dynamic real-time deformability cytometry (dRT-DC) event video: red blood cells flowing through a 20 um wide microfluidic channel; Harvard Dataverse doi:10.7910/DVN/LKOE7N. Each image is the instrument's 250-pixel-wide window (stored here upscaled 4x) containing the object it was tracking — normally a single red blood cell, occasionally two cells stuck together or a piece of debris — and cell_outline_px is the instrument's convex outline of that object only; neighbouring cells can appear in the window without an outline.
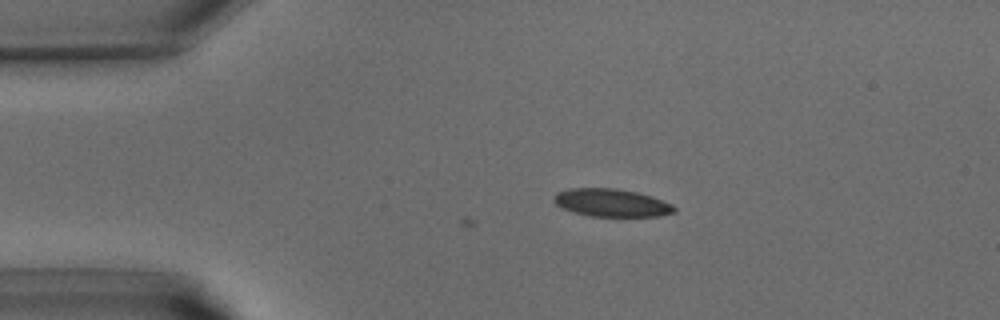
{"species": "common noctule bat (a hibernating species)", "species_latin": "Nyctalus noctula", "temperature_condition": "warm", "stored_images_in_passage": 3, "camera_frame_rate_fps": 3000, "um_per_image_px": 0.085, "animal": {"sex": "male", "body_mass_g": 15.6}, "frame": {"image": 1, "passage_image": 3, "time_ms": 0.667, "image_size_px": [1000, 320], "cell_outline_px": [[676, 212], [656, 216], [592, 216], [572, 212], [556, 204], [552, 200], [552, 196], [556, 192], [568, 188], [616, 188], [636, 192], [652, 196], [672, 204], [676, 208]], "centroid_in_image_um": [51.95, 17.22], "position_along_channel_um": 33.1, "area_um2": 19.59}}